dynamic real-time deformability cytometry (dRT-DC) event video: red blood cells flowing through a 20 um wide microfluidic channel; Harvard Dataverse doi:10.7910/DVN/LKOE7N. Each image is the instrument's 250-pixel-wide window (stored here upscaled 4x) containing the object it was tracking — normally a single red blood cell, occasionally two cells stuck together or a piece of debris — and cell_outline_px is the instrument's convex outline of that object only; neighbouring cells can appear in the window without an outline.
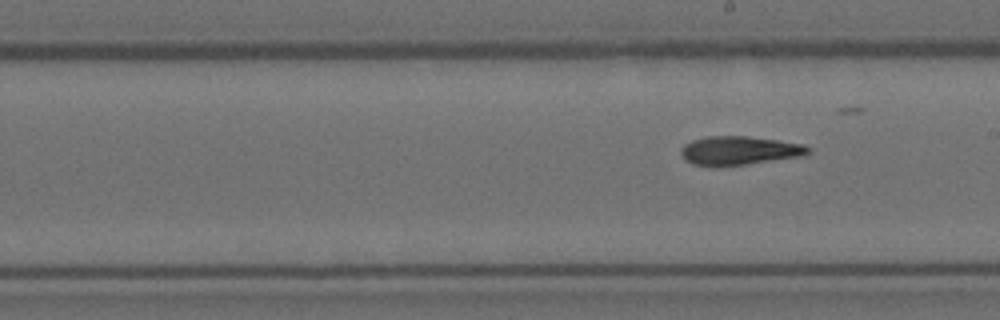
{"species": "Egyptian fruit bat (a non-hibernating species)", "species_latin": "Rousettus aegyptiacus", "temperature_condition": "room temperature", "stored_images_in_passage": 7, "segment_of_instrument_passage": [2, 2], "camera_frame_rate_fps": 3000, "um_per_image_px": 0.085, "animal": {"sex": "female"}, "frame": {"image": 1, "passage_image": 7, "time_ms": 2.0, "image_size_px": [1000, 320], "cell_outline_px": [[812, 148], [804, 156], [716, 168], [712, 168], [692, 164], [684, 160], [680, 152], [680, 148], [684, 144], [692, 140], [708, 136], [748, 136], [804, 144]], "centroid_in_image_um": [62.78, 12.82], "position_along_channel_um": 226.2, "area_um2": 21.73}}